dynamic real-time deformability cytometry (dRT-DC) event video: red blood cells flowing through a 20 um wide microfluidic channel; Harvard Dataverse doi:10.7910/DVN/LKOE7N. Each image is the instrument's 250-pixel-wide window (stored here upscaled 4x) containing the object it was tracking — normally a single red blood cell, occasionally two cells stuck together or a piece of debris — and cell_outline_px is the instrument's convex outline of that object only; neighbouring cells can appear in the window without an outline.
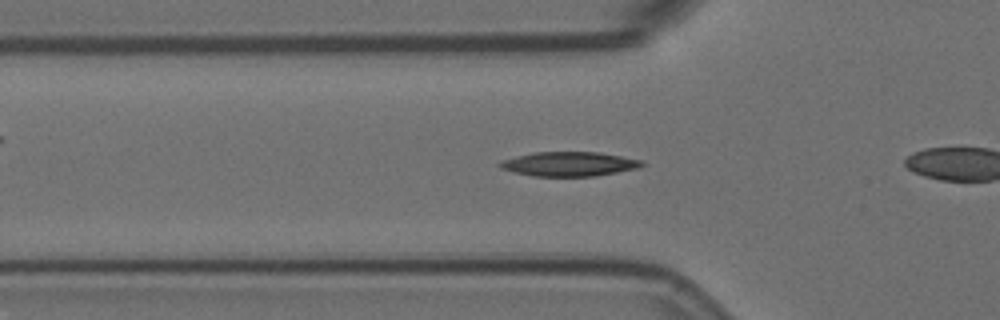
{"species": "Egyptian fruit bat (a non-hibernating species)", "species_latin": "Rousettus aegyptiacus", "temperature_condition": "room temperature", "stored_images_in_passage": 32, "camera_frame_rate_fps": 3000, "um_per_image_px": 0.085, "animal": {"sex": "female"}, "frame": {"image": 1, "passage_image": 5, "time_ms": 1.333, "image_size_px": [1000, 320], "cell_outline_px": [[648, 164], [640, 168], [596, 176], [532, 176], [512, 172], [500, 168], [496, 164], [500, 160], [516, 156], [536, 152], [600, 152], [644, 160]], "centroid_in_image_um": [48.41, 13.94], "position_along_channel_um": 77.4, "area_um2": 20.58}}
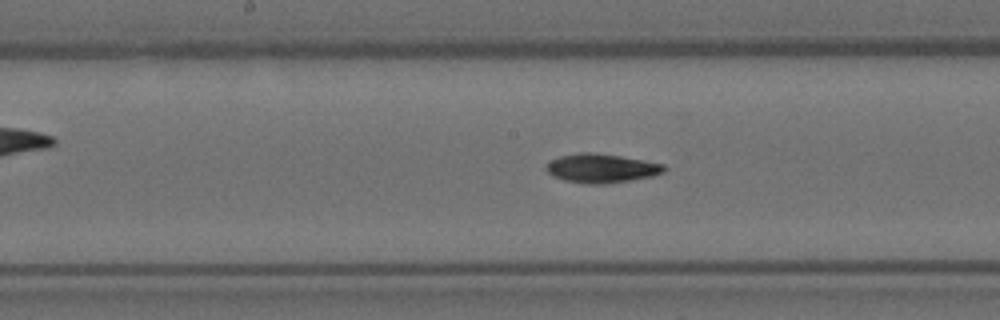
{"frame": {"image": 2, "passage_image": 15, "time_ms": 4.667, "image_size_px": [1000, 320], "cell_outline_px": [[668, 168], [664, 172], [652, 176], [604, 184], [588, 184], [564, 180], [552, 176], [544, 168], [544, 164], [560, 156], [580, 152], [592, 152], [620, 156], [664, 164]], "centroid_in_image_um": [51.09, 14.3], "position_along_channel_um": 197.1, "area_um2": 19.88}}
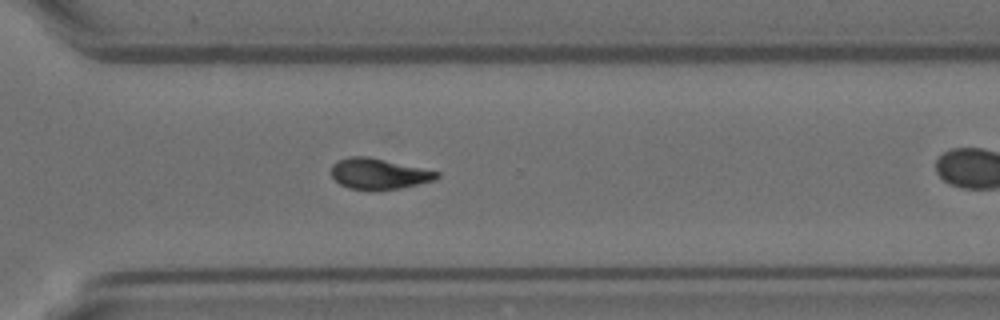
{"frame": {"image": 3, "passage_image": 27, "time_ms": 8.667, "image_size_px": [1000, 320], "cell_outline_px": [[440, 176], [432, 180], [400, 188], [348, 188], [340, 184], [332, 176], [332, 164], [336, 160], [348, 156], [368, 156], [440, 172]], "centroid_in_image_um": [32.16, 14.73], "position_along_channel_um": 338.4, "area_um2": 18.38}, "authors_computed_cell_mechanics": {"area_um2": 19.3919, "velocity_mm_per_s": 3.5547, "shape_relaxation_time_tau1_ms": 5.1018, "shape_relaxation_time_tau2_ms": null, "deformation_change_tau1": 0.1749, "deformation_change_tau2": null}}